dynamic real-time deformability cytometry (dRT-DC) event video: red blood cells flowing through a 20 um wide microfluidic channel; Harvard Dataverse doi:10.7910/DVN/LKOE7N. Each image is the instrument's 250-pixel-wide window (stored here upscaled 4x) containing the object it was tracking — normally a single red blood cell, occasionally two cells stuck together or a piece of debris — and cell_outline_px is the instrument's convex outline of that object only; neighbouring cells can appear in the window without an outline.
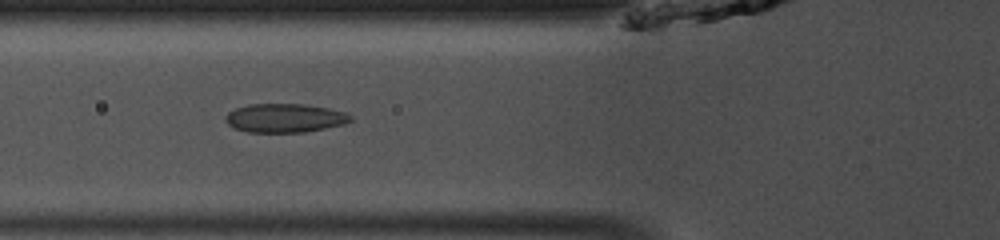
{"species": "common noctule bat (a hibernating species)", "species_latin": "Nyctalus noctula", "temperature_condition": "room temperature", "stored_images_in_passage": 41, "camera_frame_rate_fps": 3000, "um_per_image_px": 0.085, "animal": {"sex": "male", "body_mass_g": 13.0, "forearm_length_mm": 53.1}, "frame": {"image": 1, "passage_image": 11, "time_ms": 3.333, "image_size_px": [1000, 240], "cell_outline_px": [[352, 120], [344, 124], [304, 132], [248, 132], [236, 128], [228, 124], [224, 120], [224, 116], [228, 112], [236, 108], [248, 104], [304, 104], [328, 108], [344, 112], [352, 116]], "centroid_in_image_um": [24.19, 10.03], "position_along_channel_um": 101.6, "area_um2": 20.92}}
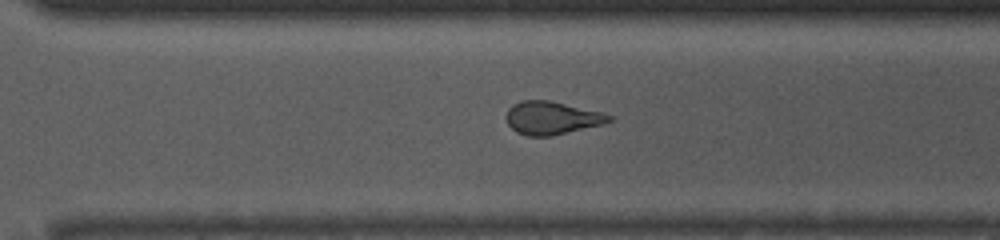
{"frame": {"image": 2, "passage_image": 27, "time_ms": 8.667, "image_size_px": [1000, 240], "cell_outline_px": [[612, 120], [604, 124], [552, 136], [528, 136], [516, 132], [508, 124], [508, 108], [512, 104], [520, 100], [548, 100], [600, 112], [612, 116]], "centroid_in_image_um": [46.89, 10.03], "position_along_channel_um": 323.7, "area_um2": 19.59}}
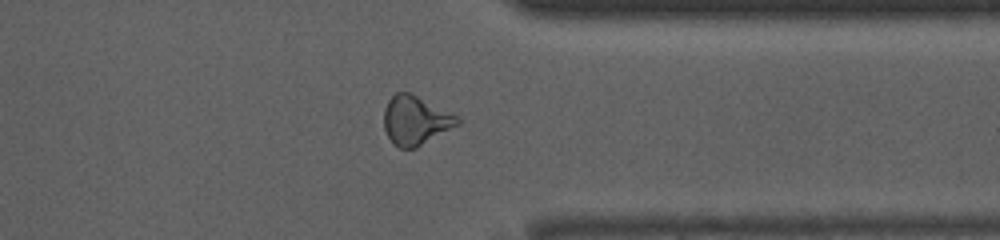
{"frame": {"image": 3, "passage_image": 31, "time_ms": 10.0, "image_size_px": [1000, 240], "cell_outline_px": [[460, 124], [416, 148], [400, 148], [392, 144], [384, 128], [384, 108], [388, 100], [396, 92], [408, 92], [460, 116]], "centroid_in_image_um": [35.32, 10.24], "position_along_channel_um": 376.1, "area_um2": 21.04}, "authors_computed_cell_mechanics": {"area_um2": 20.808, "velocity_mm_per_s": 4.1605, "shape_relaxation_time_tau1_ms": null, "shape_relaxation_time_tau2_ms": 2.1843, "deformation_change_tau1": null, "deformation_change_tau2": 0.0815}}